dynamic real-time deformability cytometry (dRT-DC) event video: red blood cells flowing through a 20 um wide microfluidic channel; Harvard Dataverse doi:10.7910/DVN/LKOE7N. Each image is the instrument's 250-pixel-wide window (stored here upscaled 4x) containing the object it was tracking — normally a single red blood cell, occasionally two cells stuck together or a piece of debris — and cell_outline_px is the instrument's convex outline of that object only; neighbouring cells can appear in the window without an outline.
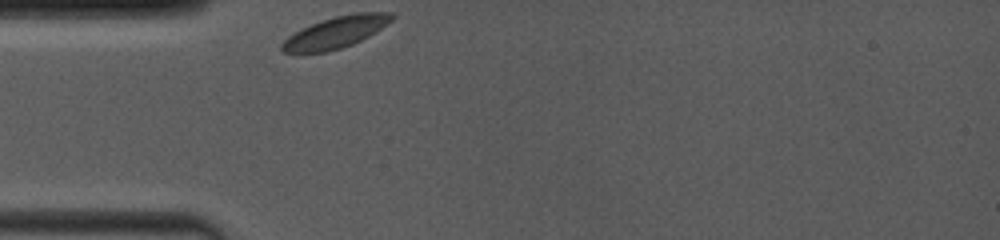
{"species": "common noctule bat (a hibernating species)", "species_latin": "Nyctalus noctula", "temperature_condition": "room temperature", "stored_images_in_passage": 39, "camera_frame_rate_fps": 4000, "um_per_image_px": 0.085, "animal": {"sex": "female", "body_mass_g": 19.0, "forearm_length_mm": 53.3}, "frame": {"image": 1, "passage_image": 1, "time_ms": 0.0, "image_size_px": [1000, 240], "cell_outline_px": [[396, 16], [392, 20], [368, 36], [352, 44], [328, 52], [284, 52], [280, 48], [280, 44], [288, 36], [312, 24], [336, 16], [356, 12], [392, 12]], "centroid_in_image_um": [28.56, 2.74], "position_along_channel_um": 56.4, "area_um2": 19.77}}
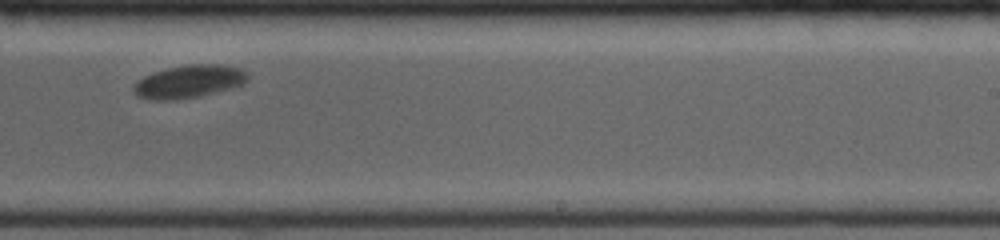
{"frame": {"image": 2, "passage_image": 22, "time_ms": 5.0, "image_size_px": [1000, 240], "cell_outline_px": [[248, 80], [244, 84], [200, 96], [176, 100], [152, 100], [136, 96], [132, 92], [132, 88], [136, 80], [144, 76], [168, 68], [188, 64], [224, 64], [240, 68], [248, 72]], "centroid_in_image_um": [16.05, 6.93], "position_along_channel_um": 273.0, "area_um2": 22.08}}
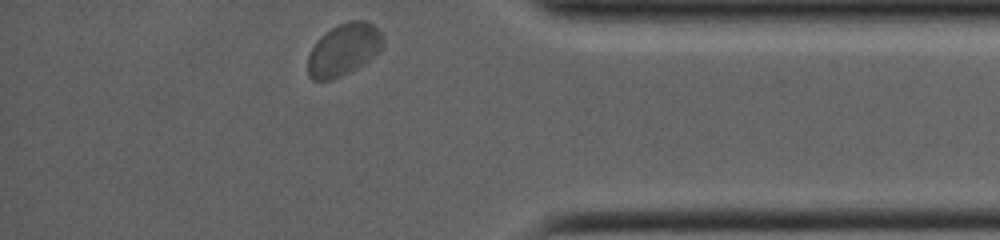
{"frame": {"image": 3, "passage_image": 39, "time_ms": 8.75, "image_size_px": [1000, 240], "cell_outline_px": [[384, 44], [380, 52], [364, 64], [332, 80], [312, 80], [308, 76], [308, 56], [316, 40], [320, 36], [332, 28], [348, 20], [364, 20], [372, 24], [384, 36]], "centroid_in_image_um": [29.23, 4.21], "position_along_channel_um": 406.0, "area_um2": 22.95}}